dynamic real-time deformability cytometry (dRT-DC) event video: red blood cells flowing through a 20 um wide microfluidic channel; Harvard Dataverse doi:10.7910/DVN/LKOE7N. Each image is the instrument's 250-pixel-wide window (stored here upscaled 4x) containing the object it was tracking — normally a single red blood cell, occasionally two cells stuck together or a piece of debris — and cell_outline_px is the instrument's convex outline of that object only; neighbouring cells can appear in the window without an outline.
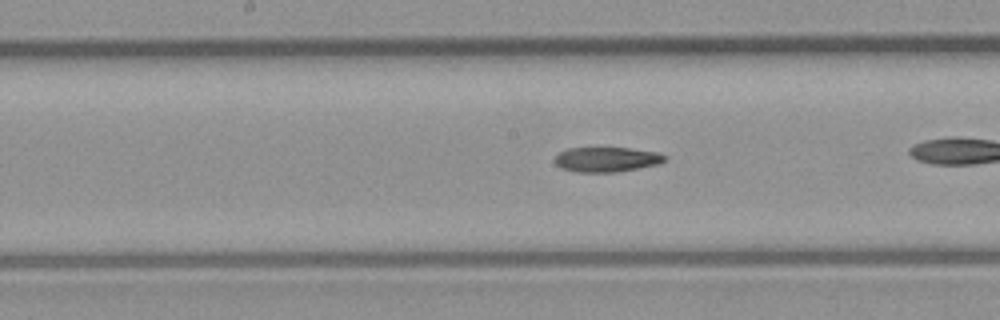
{"species": "common noctule bat (a hibernating species)", "species_latin": "Nyctalus noctula", "temperature_condition": "room temperature", "stored_images_in_passage": 31, "camera_frame_rate_fps": 3000, "um_per_image_px": 0.085, "animal": {"sex": "male", "body_mass_g": 23.1, "forearm_length_mm": 52.7}, "frame": {"image": 1, "passage_image": 18, "time_ms": 5.667, "image_size_px": [1000, 320], "cell_outline_px": [[668, 160], [660, 164], [616, 172], [576, 172], [560, 168], [556, 164], [556, 156], [560, 152], [568, 148], [628, 148], [660, 152], [668, 156]], "centroid_in_image_um": [51.64, 13.55], "position_along_channel_um": 196.6, "area_um2": 16.07}}